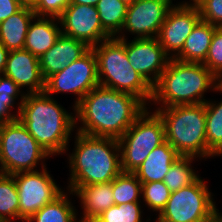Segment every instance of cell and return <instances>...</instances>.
I'll return each mask as SVG.
<instances>
[{
  "label": "cell",
  "instance_id": "40",
  "mask_svg": "<svg viewBox=\"0 0 222 222\" xmlns=\"http://www.w3.org/2000/svg\"><path fill=\"white\" fill-rule=\"evenodd\" d=\"M218 81V94L222 96V74L217 77Z\"/></svg>",
  "mask_w": 222,
  "mask_h": 222
},
{
  "label": "cell",
  "instance_id": "35",
  "mask_svg": "<svg viewBox=\"0 0 222 222\" xmlns=\"http://www.w3.org/2000/svg\"><path fill=\"white\" fill-rule=\"evenodd\" d=\"M20 107L21 105L14 98L0 97V125L17 120Z\"/></svg>",
  "mask_w": 222,
  "mask_h": 222
},
{
  "label": "cell",
  "instance_id": "10",
  "mask_svg": "<svg viewBox=\"0 0 222 222\" xmlns=\"http://www.w3.org/2000/svg\"><path fill=\"white\" fill-rule=\"evenodd\" d=\"M99 86L97 58L92 48L82 57L53 74L45 81V92L51 97L71 95L75 107L92 89ZM55 95V96H54Z\"/></svg>",
  "mask_w": 222,
  "mask_h": 222
},
{
  "label": "cell",
  "instance_id": "19",
  "mask_svg": "<svg viewBox=\"0 0 222 222\" xmlns=\"http://www.w3.org/2000/svg\"><path fill=\"white\" fill-rule=\"evenodd\" d=\"M61 34L58 18L35 16L29 25L24 49L40 58L55 44Z\"/></svg>",
  "mask_w": 222,
  "mask_h": 222
},
{
  "label": "cell",
  "instance_id": "15",
  "mask_svg": "<svg viewBox=\"0 0 222 222\" xmlns=\"http://www.w3.org/2000/svg\"><path fill=\"white\" fill-rule=\"evenodd\" d=\"M125 48L133 69L153 87L170 60L157 37L125 39Z\"/></svg>",
  "mask_w": 222,
  "mask_h": 222
},
{
  "label": "cell",
  "instance_id": "6",
  "mask_svg": "<svg viewBox=\"0 0 222 222\" xmlns=\"http://www.w3.org/2000/svg\"><path fill=\"white\" fill-rule=\"evenodd\" d=\"M92 49L97 58L99 85L132 94L148 107L153 87L131 66L126 55L125 39L111 37Z\"/></svg>",
  "mask_w": 222,
  "mask_h": 222
},
{
  "label": "cell",
  "instance_id": "4",
  "mask_svg": "<svg viewBox=\"0 0 222 222\" xmlns=\"http://www.w3.org/2000/svg\"><path fill=\"white\" fill-rule=\"evenodd\" d=\"M218 93L217 77L203 63L170 58L166 69L153 86L149 108L205 103L207 93Z\"/></svg>",
  "mask_w": 222,
  "mask_h": 222
},
{
  "label": "cell",
  "instance_id": "18",
  "mask_svg": "<svg viewBox=\"0 0 222 222\" xmlns=\"http://www.w3.org/2000/svg\"><path fill=\"white\" fill-rule=\"evenodd\" d=\"M75 195L80 222L98 217L105 210L115 205L112 181L101 184L84 185L81 188H66Z\"/></svg>",
  "mask_w": 222,
  "mask_h": 222
},
{
  "label": "cell",
  "instance_id": "11",
  "mask_svg": "<svg viewBox=\"0 0 222 222\" xmlns=\"http://www.w3.org/2000/svg\"><path fill=\"white\" fill-rule=\"evenodd\" d=\"M48 168L12 174L19 196V222L27 221L66 190Z\"/></svg>",
  "mask_w": 222,
  "mask_h": 222
},
{
  "label": "cell",
  "instance_id": "20",
  "mask_svg": "<svg viewBox=\"0 0 222 222\" xmlns=\"http://www.w3.org/2000/svg\"><path fill=\"white\" fill-rule=\"evenodd\" d=\"M181 155L165 141L154 148L143 163L133 172L142 183L163 181L171 165Z\"/></svg>",
  "mask_w": 222,
  "mask_h": 222
},
{
  "label": "cell",
  "instance_id": "38",
  "mask_svg": "<svg viewBox=\"0 0 222 222\" xmlns=\"http://www.w3.org/2000/svg\"><path fill=\"white\" fill-rule=\"evenodd\" d=\"M217 202L212 208L209 220L207 222H222V210H219Z\"/></svg>",
  "mask_w": 222,
  "mask_h": 222
},
{
  "label": "cell",
  "instance_id": "26",
  "mask_svg": "<svg viewBox=\"0 0 222 222\" xmlns=\"http://www.w3.org/2000/svg\"><path fill=\"white\" fill-rule=\"evenodd\" d=\"M96 8L103 29L116 37L123 28L128 5L121 0H99Z\"/></svg>",
  "mask_w": 222,
  "mask_h": 222
},
{
  "label": "cell",
  "instance_id": "8",
  "mask_svg": "<svg viewBox=\"0 0 222 222\" xmlns=\"http://www.w3.org/2000/svg\"><path fill=\"white\" fill-rule=\"evenodd\" d=\"M122 172H134L149 153L165 142V127L159 114L147 107L118 139Z\"/></svg>",
  "mask_w": 222,
  "mask_h": 222
},
{
  "label": "cell",
  "instance_id": "43",
  "mask_svg": "<svg viewBox=\"0 0 222 222\" xmlns=\"http://www.w3.org/2000/svg\"><path fill=\"white\" fill-rule=\"evenodd\" d=\"M121 1L129 6V5L133 4L136 0H121Z\"/></svg>",
  "mask_w": 222,
  "mask_h": 222
},
{
  "label": "cell",
  "instance_id": "9",
  "mask_svg": "<svg viewBox=\"0 0 222 222\" xmlns=\"http://www.w3.org/2000/svg\"><path fill=\"white\" fill-rule=\"evenodd\" d=\"M205 179L200 176L194 183L171 192L165 208L153 222H207L217 193L212 192Z\"/></svg>",
  "mask_w": 222,
  "mask_h": 222
},
{
  "label": "cell",
  "instance_id": "3",
  "mask_svg": "<svg viewBox=\"0 0 222 222\" xmlns=\"http://www.w3.org/2000/svg\"><path fill=\"white\" fill-rule=\"evenodd\" d=\"M57 99L45 91L28 93L18 116L30 135L53 159L63 156L76 131L75 107L70 104L68 110Z\"/></svg>",
  "mask_w": 222,
  "mask_h": 222
},
{
  "label": "cell",
  "instance_id": "22",
  "mask_svg": "<svg viewBox=\"0 0 222 222\" xmlns=\"http://www.w3.org/2000/svg\"><path fill=\"white\" fill-rule=\"evenodd\" d=\"M216 28L214 25L200 20L186 38L182 50L174 58L183 62L203 63Z\"/></svg>",
  "mask_w": 222,
  "mask_h": 222
},
{
  "label": "cell",
  "instance_id": "25",
  "mask_svg": "<svg viewBox=\"0 0 222 222\" xmlns=\"http://www.w3.org/2000/svg\"><path fill=\"white\" fill-rule=\"evenodd\" d=\"M205 113L207 148L215 157L222 158V98L209 97Z\"/></svg>",
  "mask_w": 222,
  "mask_h": 222
},
{
  "label": "cell",
  "instance_id": "41",
  "mask_svg": "<svg viewBox=\"0 0 222 222\" xmlns=\"http://www.w3.org/2000/svg\"><path fill=\"white\" fill-rule=\"evenodd\" d=\"M25 6H32L34 0H18Z\"/></svg>",
  "mask_w": 222,
  "mask_h": 222
},
{
  "label": "cell",
  "instance_id": "36",
  "mask_svg": "<svg viewBox=\"0 0 222 222\" xmlns=\"http://www.w3.org/2000/svg\"><path fill=\"white\" fill-rule=\"evenodd\" d=\"M24 6L18 0H0V23L21 10Z\"/></svg>",
  "mask_w": 222,
  "mask_h": 222
},
{
  "label": "cell",
  "instance_id": "28",
  "mask_svg": "<svg viewBox=\"0 0 222 222\" xmlns=\"http://www.w3.org/2000/svg\"><path fill=\"white\" fill-rule=\"evenodd\" d=\"M115 205L142 202V184L132 172H121L112 180Z\"/></svg>",
  "mask_w": 222,
  "mask_h": 222
},
{
  "label": "cell",
  "instance_id": "33",
  "mask_svg": "<svg viewBox=\"0 0 222 222\" xmlns=\"http://www.w3.org/2000/svg\"><path fill=\"white\" fill-rule=\"evenodd\" d=\"M69 4V0H34L31 7L36 16L58 18Z\"/></svg>",
  "mask_w": 222,
  "mask_h": 222
},
{
  "label": "cell",
  "instance_id": "13",
  "mask_svg": "<svg viewBox=\"0 0 222 222\" xmlns=\"http://www.w3.org/2000/svg\"><path fill=\"white\" fill-rule=\"evenodd\" d=\"M200 20L199 8L193 1L177 0L157 35L158 42L170 58L182 50L186 38Z\"/></svg>",
  "mask_w": 222,
  "mask_h": 222
},
{
  "label": "cell",
  "instance_id": "39",
  "mask_svg": "<svg viewBox=\"0 0 222 222\" xmlns=\"http://www.w3.org/2000/svg\"><path fill=\"white\" fill-rule=\"evenodd\" d=\"M99 0H69L70 4L96 6Z\"/></svg>",
  "mask_w": 222,
  "mask_h": 222
},
{
  "label": "cell",
  "instance_id": "23",
  "mask_svg": "<svg viewBox=\"0 0 222 222\" xmlns=\"http://www.w3.org/2000/svg\"><path fill=\"white\" fill-rule=\"evenodd\" d=\"M72 191L65 190L51 203L43 206L25 222H80L77 202Z\"/></svg>",
  "mask_w": 222,
  "mask_h": 222
},
{
  "label": "cell",
  "instance_id": "30",
  "mask_svg": "<svg viewBox=\"0 0 222 222\" xmlns=\"http://www.w3.org/2000/svg\"><path fill=\"white\" fill-rule=\"evenodd\" d=\"M170 195L171 191L163 181L142 183V203L147 209L146 212H150V218L155 219L161 213Z\"/></svg>",
  "mask_w": 222,
  "mask_h": 222
},
{
  "label": "cell",
  "instance_id": "12",
  "mask_svg": "<svg viewBox=\"0 0 222 222\" xmlns=\"http://www.w3.org/2000/svg\"><path fill=\"white\" fill-rule=\"evenodd\" d=\"M174 1V2H173ZM176 0H136L128 6L118 39L157 37Z\"/></svg>",
  "mask_w": 222,
  "mask_h": 222
},
{
  "label": "cell",
  "instance_id": "7",
  "mask_svg": "<svg viewBox=\"0 0 222 222\" xmlns=\"http://www.w3.org/2000/svg\"><path fill=\"white\" fill-rule=\"evenodd\" d=\"M49 155L20 120L0 125V169L4 174L45 168Z\"/></svg>",
  "mask_w": 222,
  "mask_h": 222
},
{
  "label": "cell",
  "instance_id": "14",
  "mask_svg": "<svg viewBox=\"0 0 222 222\" xmlns=\"http://www.w3.org/2000/svg\"><path fill=\"white\" fill-rule=\"evenodd\" d=\"M62 34L92 48L111 38L103 29L96 6L69 4L58 17Z\"/></svg>",
  "mask_w": 222,
  "mask_h": 222
},
{
  "label": "cell",
  "instance_id": "29",
  "mask_svg": "<svg viewBox=\"0 0 222 222\" xmlns=\"http://www.w3.org/2000/svg\"><path fill=\"white\" fill-rule=\"evenodd\" d=\"M98 217L103 222H153V219L147 215L142 202L113 205Z\"/></svg>",
  "mask_w": 222,
  "mask_h": 222
},
{
  "label": "cell",
  "instance_id": "2",
  "mask_svg": "<svg viewBox=\"0 0 222 222\" xmlns=\"http://www.w3.org/2000/svg\"><path fill=\"white\" fill-rule=\"evenodd\" d=\"M70 143L62 157L69 169L65 188L108 183L122 172L118 139L75 131Z\"/></svg>",
  "mask_w": 222,
  "mask_h": 222
},
{
  "label": "cell",
  "instance_id": "42",
  "mask_svg": "<svg viewBox=\"0 0 222 222\" xmlns=\"http://www.w3.org/2000/svg\"><path fill=\"white\" fill-rule=\"evenodd\" d=\"M85 222H103V221L99 217H95V218L89 219Z\"/></svg>",
  "mask_w": 222,
  "mask_h": 222
},
{
  "label": "cell",
  "instance_id": "34",
  "mask_svg": "<svg viewBox=\"0 0 222 222\" xmlns=\"http://www.w3.org/2000/svg\"><path fill=\"white\" fill-rule=\"evenodd\" d=\"M25 95L22 89L11 78L3 74L0 75V97L14 98L21 105Z\"/></svg>",
  "mask_w": 222,
  "mask_h": 222
},
{
  "label": "cell",
  "instance_id": "24",
  "mask_svg": "<svg viewBox=\"0 0 222 222\" xmlns=\"http://www.w3.org/2000/svg\"><path fill=\"white\" fill-rule=\"evenodd\" d=\"M200 161V163H198ZM201 159L192 156H181L165 174L163 182L171 192L178 191L182 187L194 183L200 176V169L195 166L201 164ZM198 164H197V163ZM196 164V165H195Z\"/></svg>",
  "mask_w": 222,
  "mask_h": 222
},
{
  "label": "cell",
  "instance_id": "32",
  "mask_svg": "<svg viewBox=\"0 0 222 222\" xmlns=\"http://www.w3.org/2000/svg\"><path fill=\"white\" fill-rule=\"evenodd\" d=\"M200 11L201 20L222 27V0H193Z\"/></svg>",
  "mask_w": 222,
  "mask_h": 222
},
{
  "label": "cell",
  "instance_id": "5",
  "mask_svg": "<svg viewBox=\"0 0 222 222\" xmlns=\"http://www.w3.org/2000/svg\"><path fill=\"white\" fill-rule=\"evenodd\" d=\"M150 109L163 120L165 141L181 156L197 157L202 162L216 158L207 148L205 103Z\"/></svg>",
  "mask_w": 222,
  "mask_h": 222
},
{
  "label": "cell",
  "instance_id": "37",
  "mask_svg": "<svg viewBox=\"0 0 222 222\" xmlns=\"http://www.w3.org/2000/svg\"><path fill=\"white\" fill-rule=\"evenodd\" d=\"M9 50H7L1 43H0V75L3 74L7 58L9 55Z\"/></svg>",
  "mask_w": 222,
  "mask_h": 222
},
{
  "label": "cell",
  "instance_id": "16",
  "mask_svg": "<svg viewBox=\"0 0 222 222\" xmlns=\"http://www.w3.org/2000/svg\"><path fill=\"white\" fill-rule=\"evenodd\" d=\"M3 75L11 78L25 94L45 90L39 58L26 49L9 52Z\"/></svg>",
  "mask_w": 222,
  "mask_h": 222
},
{
  "label": "cell",
  "instance_id": "1",
  "mask_svg": "<svg viewBox=\"0 0 222 222\" xmlns=\"http://www.w3.org/2000/svg\"><path fill=\"white\" fill-rule=\"evenodd\" d=\"M147 106L136 96L97 86L75 106V130L119 139Z\"/></svg>",
  "mask_w": 222,
  "mask_h": 222
},
{
  "label": "cell",
  "instance_id": "27",
  "mask_svg": "<svg viewBox=\"0 0 222 222\" xmlns=\"http://www.w3.org/2000/svg\"><path fill=\"white\" fill-rule=\"evenodd\" d=\"M0 222H19V196L12 174L0 173Z\"/></svg>",
  "mask_w": 222,
  "mask_h": 222
},
{
  "label": "cell",
  "instance_id": "31",
  "mask_svg": "<svg viewBox=\"0 0 222 222\" xmlns=\"http://www.w3.org/2000/svg\"><path fill=\"white\" fill-rule=\"evenodd\" d=\"M203 64L216 77L222 74V27L215 29L207 57Z\"/></svg>",
  "mask_w": 222,
  "mask_h": 222
},
{
  "label": "cell",
  "instance_id": "21",
  "mask_svg": "<svg viewBox=\"0 0 222 222\" xmlns=\"http://www.w3.org/2000/svg\"><path fill=\"white\" fill-rule=\"evenodd\" d=\"M36 16L31 6H24L0 23V43L9 51L24 49L29 25Z\"/></svg>",
  "mask_w": 222,
  "mask_h": 222
},
{
  "label": "cell",
  "instance_id": "17",
  "mask_svg": "<svg viewBox=\"0 0 222 222\" xmlns=\"http://www.w3.org/2000/svg\"><path fill=\"white\" fill-rule=\"evenodd\" d=\"M90 47L83 41L61 34L55 44L39 58L40 69L46 81L71 62L82 57Z\"/></svg>",
  "mask_w": 222,
  "mask_h": 222
}]
</instances>
